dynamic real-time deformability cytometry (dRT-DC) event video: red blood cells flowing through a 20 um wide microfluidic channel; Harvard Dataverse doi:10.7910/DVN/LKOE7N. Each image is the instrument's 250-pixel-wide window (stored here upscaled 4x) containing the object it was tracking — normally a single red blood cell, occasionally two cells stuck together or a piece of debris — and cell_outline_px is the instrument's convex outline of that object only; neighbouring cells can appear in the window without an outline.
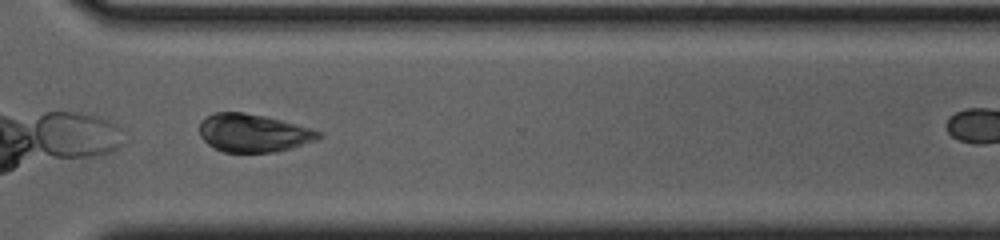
{"species": "common noctule bat (a hibernating species)", "species_latin": "Nyctalus noctula", "temperature_condition": "cold", "stored_images_in_passage": 28, "camera_frame_rate_fps": 3000, "um_per_image_px": 0.085, "animal": {"sex": "female", "body_mass_g": 23.0, "forearm_length_mm": 53.4}, "frame": {"image": 1, "passage_image": 24, "time_ms": 7.667, "image_size_px": [1000, 240], "cell_outline_px": [[324, 136], [316, 140], [276, 152], [224, 152], [208, 144], [200, 136], [200, 120], [216, 112], [244, 112], [264, 116], [312, 128], [324, 132]], "centroid_in_image_um": [21.56, 11.3], "position_along_channel_um": 349.0, "area_um2": 26.36}}